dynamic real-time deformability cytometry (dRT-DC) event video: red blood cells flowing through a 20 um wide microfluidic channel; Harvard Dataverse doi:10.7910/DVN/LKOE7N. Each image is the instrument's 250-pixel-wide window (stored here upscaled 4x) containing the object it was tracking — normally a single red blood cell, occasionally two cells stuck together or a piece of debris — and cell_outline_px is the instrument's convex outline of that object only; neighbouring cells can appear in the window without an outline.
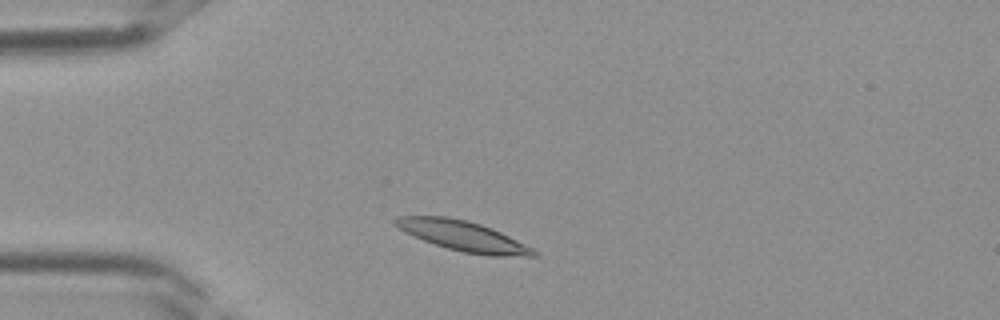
{"species": "Egyptian fruit bat (a non-hibernating species)", "species_latin": "Rousettus aegyptiacus", "temperature_condition": "room temperature", "stored_images_in_passage": 33, "camera_frame_rate_fps": 3000, "um_per_image_px": 0.085, "frame": {"image": 1, "passage_image": 4, "time_ms": 1.0, "image_size_px": [1000, 320], "cell_outline_px": [[536, 256], [488, 256], [464, 252], [448, 248], [424, 240], [392, 224], [392, 220], [396, 216], [448, 216], [468, 220], [492, 228], [532, 248], [536, 252]], "centroid_in_image_um": [39.34, 20.04], "position_along_channel_um": 45.7, "area_um2": 23.87}}
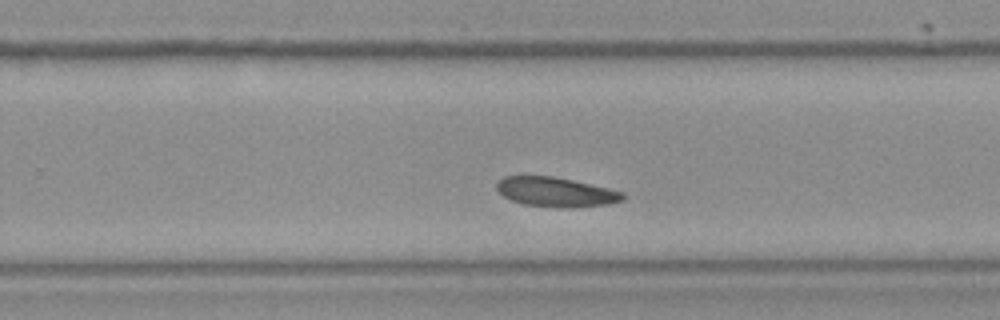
{"frame": {"image": 2, "passage_image": 19, "time_ms": 6.0, "image_size_px": [1000, 320], "cell_outline_px": [[624, 200], [608, 204], [524, 204], [512, 200], [504, 196], [496, 188], [496, 184], [504, 176], [552, 176], [572, 180], [608, 188], [624, 192]], "centroid_in_image_um": [47.21, 16.25], "position_along_channel_um": 282.6, "area_um2": 20.23}}
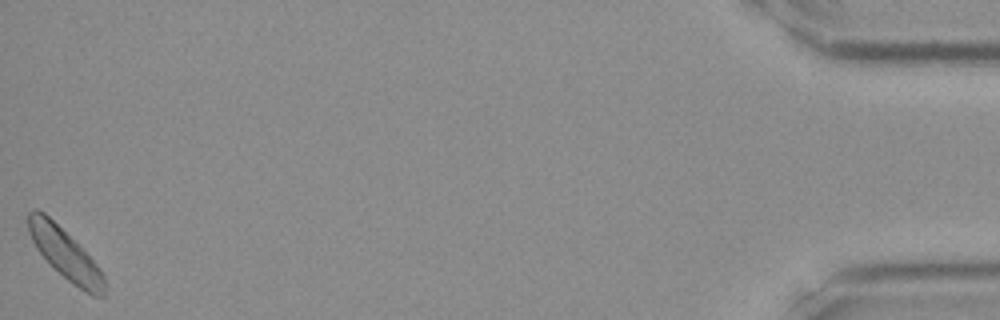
{"frame": {"image": 3, "passage_image": 33, "time_ms": 10.667, "image_size_px": [1000, 320], "cell_outline_px": [[108, 284], [104, 296], [92, 296], [68, 280], [36, 248], [28, 232], [28, 212], [36, 208], [44, 212], [96, 264], [104, 276]], "centroid_in_image_um": [5.56, 21.61], "position_along_channel_um": 429.6, "area_um2": 21.5}}